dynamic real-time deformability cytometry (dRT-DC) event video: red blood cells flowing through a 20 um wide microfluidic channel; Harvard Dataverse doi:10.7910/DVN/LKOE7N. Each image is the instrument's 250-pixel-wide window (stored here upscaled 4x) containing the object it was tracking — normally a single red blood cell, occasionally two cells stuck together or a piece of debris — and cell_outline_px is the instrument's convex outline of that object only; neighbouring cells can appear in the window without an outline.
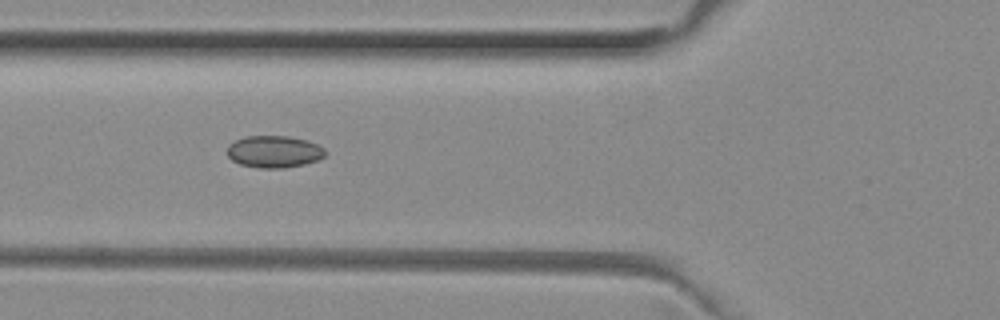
{"species": "common noctule bat (a hibernating species)", "species_latin": "Nyctalus noctula", "temperature_condition": "room temperature", "stored_images_in_passage": 40, "camera_frame_rate_fps": 3000, "um_per_image_px": 0.085, "animal": {"sex": "female", "body_mass_g": 29.2, "forearm_length_mm": 56.3}, "frame": {"image": 1, "passage_image": 7, "time_ms": 2.0, "image_size_px": [1000, 320], "cell_outline_px": [[324, 156], [316, 160], [304, 164], [284, 168], [260, 168], [240, 164], [232, 160], [228, 156], [228, 144], [236, 140], [248, 136], [288, 136], [308, 140], [324, 148]], "centroid_in_image_um": [23.28, 12.89], "position_along_channel_um": 102.5, "area_um2": 18.15}}
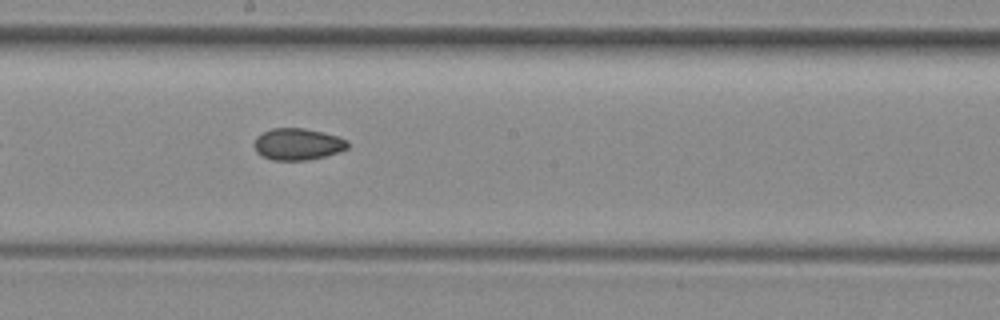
{"frame": {"image": 2, "passage_image": 16, "time_ms": 5.0, "image_size_px": [1000, 320], "cell_outline_px": [[348, 148], [324, 156], [308, 160], [272, 160], [260, 156], [256, 152], [252, 144], [256, 136], [272, 128], [304, 128], [336, 136], [348, 140]], "centroid_in_image_um": [25.24, 12.26], "position_along_channel_um": 223.0, "area_um2": 17.28}}
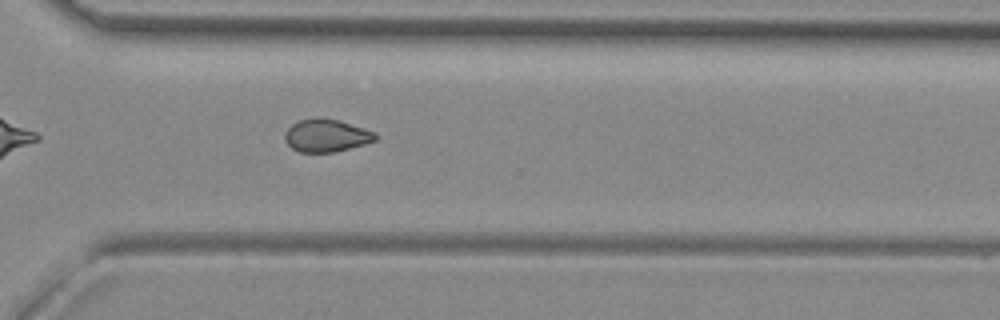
{"frame": {"image": 3, "passage_image": 25, "time_ms": 8.0, "image_size_px": [1000, 320], "cell_outline_px": [[376, 140], [364, 144], [336, 152], [300, 152], [292, 148], [284, 140], [284, 132], [292, 124], [300, 120], [336, 120], [364, 128], [376, 132]], "centroid_in_image_um": [27.73, 11.56], "position_along_channel_um": 342.9, "area_um2": 16.76}, "authors_computed_cell_mechanics": {"area_um2": 17.4845, "velocity_mm_per_s": 4.0059, "shape_relaxation_time_tau1_ms": null, "shape_relaxation_time_tau2_ms": 3.764, "deformation_change_tau1": null, "deformation_change_tau2": 0.0776}}